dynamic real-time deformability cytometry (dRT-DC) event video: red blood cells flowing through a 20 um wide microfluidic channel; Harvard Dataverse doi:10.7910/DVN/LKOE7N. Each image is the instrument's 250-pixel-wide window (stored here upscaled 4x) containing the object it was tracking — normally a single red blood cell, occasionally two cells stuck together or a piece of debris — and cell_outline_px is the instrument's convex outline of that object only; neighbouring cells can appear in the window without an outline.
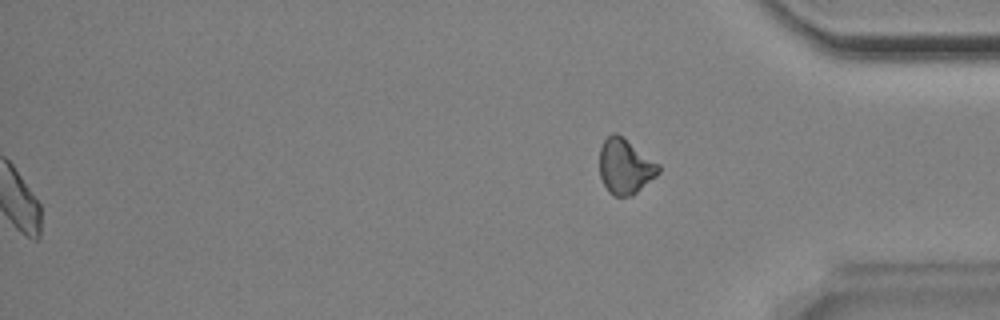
{"species": "Egyptian fruit bat (a non-hibernating species)", "species_latin": "Rousettus aegyptiacus", "temperature_condition": "room temperature", "stored_images_in_passage": 54, "segment_of_instrument_passage": [2, 2], "camera_frame_rate_fps": 3000, "um_per_image_px": 0.085, "animal": {"sex": "male"}, "frame": {"image": 1, "passage_image": 54, "time_ms": 17.667, "image_size_px": [1000, 320], "cell_outline_px": [[660, 172], [656, 176], [632, 196], [612, 196], [608, 192], [600, 176], [600, 148], [604, 140], [612, 132], [616, 132], [660, 164]], "centroid_in_image_um": [53.14, 14.15], "position_along_channel_um": 382.1, "area_um2": 18.96}}